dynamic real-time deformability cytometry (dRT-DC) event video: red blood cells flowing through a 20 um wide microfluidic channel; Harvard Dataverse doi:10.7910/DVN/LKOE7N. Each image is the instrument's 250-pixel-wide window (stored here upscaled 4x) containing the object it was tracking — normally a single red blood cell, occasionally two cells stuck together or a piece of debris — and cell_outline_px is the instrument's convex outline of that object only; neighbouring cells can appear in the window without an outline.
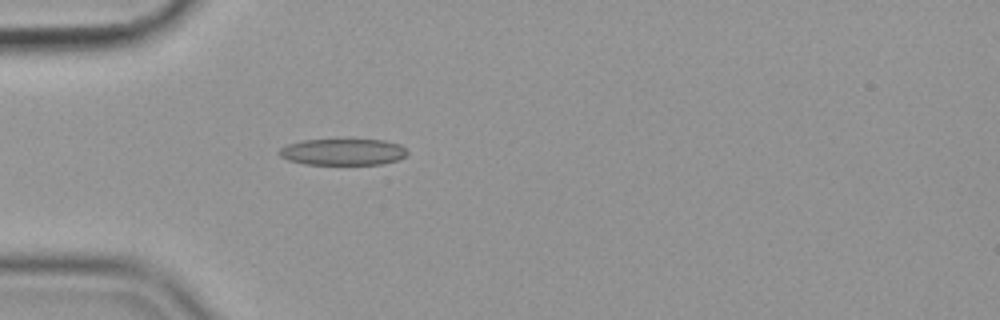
{"species": "common noctule bat (a hibernating species)", "species_latin": "Nyctalus noctula", "temperature_condition": "cold", "stored_images_in_passage": 41, "camera_frame_rate_fps": 3000, "um_per_image_px": 0.085, "animal": {"sex": "female", "body_mass_g": 19.9}, "frame": {"image": 1, "passage_image": 1, "time_ms": 0.0, "image_size_px": [1000, 320], "cell_outline_px": [[408, 152], [404, 156], [396, 160], [380, 164], [304, 164], [288, 160], [280, 156], [276, 152], [280, 148], [288, 144], [300, 140], [384, 140], [400, 144]], "centroid_in_image_um": [29.1, 12.91], "position_along_channel_um": 55.9, "area_um2": 19.65}}
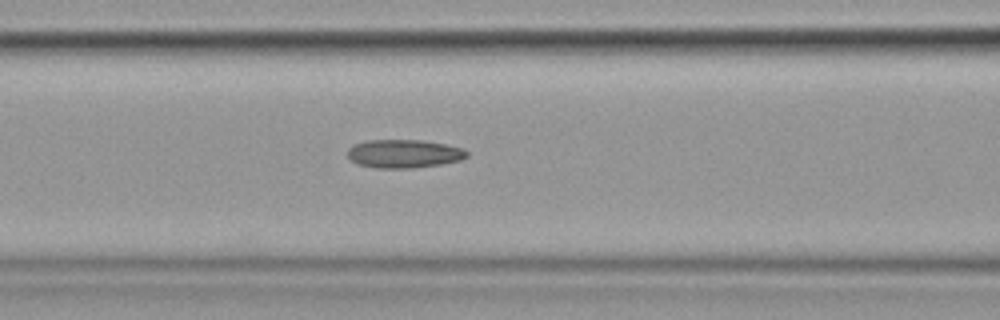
{"frame": {"image": 2, "passage_image": 8, "time_ms": 2.333, "image_size_px": [1000, 320], "cell_outline_px": [[468, 156], [460, 160], [440, 164], [412, 168], [376, 168], [356, 164], [348, 156], [348, 148], [352, 144], [368, 140], [420, 140], [444, 144], [460, 148], [468, 152]], "centroid_in_image_um": [34.28, 13.06], "position_along_channel_um": 132.3, "area_um2": 19.65}}
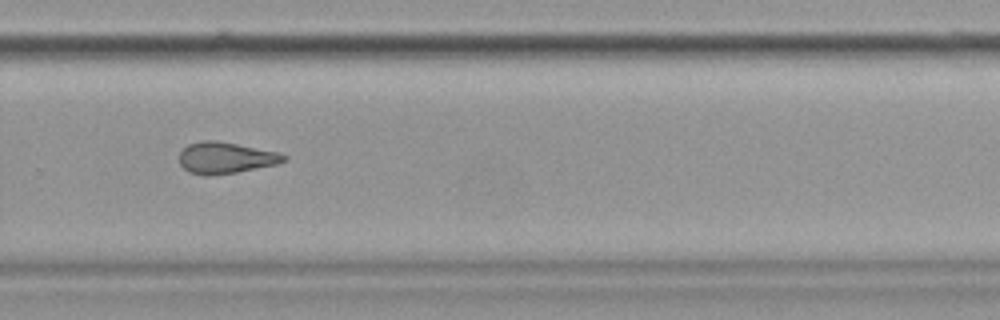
{"frame": {"image": 3, "passage_image": 23, "time_ms": 7.333, "image_size_px": [1000, 320], "cell_outline_px": [[288, 160], [276, 164], [236, 172], [204, 176], [188, 172], [180, 164], [180, 152], [188, 144], [204, 140], [216, 140], [280, 152], [288, 156]], "centroid_in_image_um": [19.19, 13.41], "position_along_channel_um": 310.6, "area_um2": 19.13}, "authors_computed_cell_mechanics": {"area_um2": 19.5364, "velocity_mm_per_s": 3.5783, "shape_relaxation_time_tau1_ms": null, "shape_relaxation_time_tau2_ms": 3.5569, "deformation_change_tau1": null, "deformation_change_tau2": 0.1198}}